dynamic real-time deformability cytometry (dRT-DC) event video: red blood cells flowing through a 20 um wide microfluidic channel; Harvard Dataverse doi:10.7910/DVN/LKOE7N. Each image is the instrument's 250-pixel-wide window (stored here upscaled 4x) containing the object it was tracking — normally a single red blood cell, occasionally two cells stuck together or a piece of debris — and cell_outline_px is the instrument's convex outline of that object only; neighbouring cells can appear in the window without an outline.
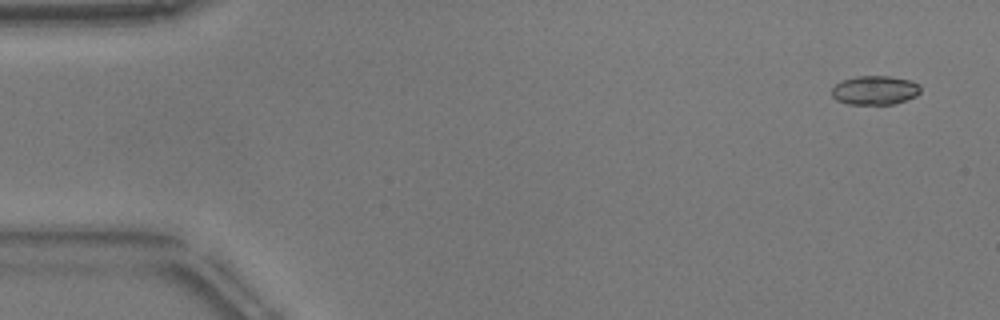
{"species": "common noctule bat (a hibernating species)", "species_latin": "Nyctalus noctula", "temperature_condition": "warm", "stored_images_in_passage": 53, "camera_frame_rate_fps": 3000, "um_per_image_px": 0.085, "animal": {"sex": "male", "body_mass_g": 17.9}, "frame": {"image": 1, "passage_image": 3, "time_ms": 0.667, "image_size_px": [1000, 320], "cell_outline_px": [[920, 92], [916, 96], [896, 104], [848, 104], [836, 100], [832, 96], [832, 88], [840, 80], [856, 76], [888, 76], [908, 80], [920, 84]], "centroid_in_image_um": [74.35, 7.67], "position_along_channel_um": 10.6, "area_um2": 15.09}}
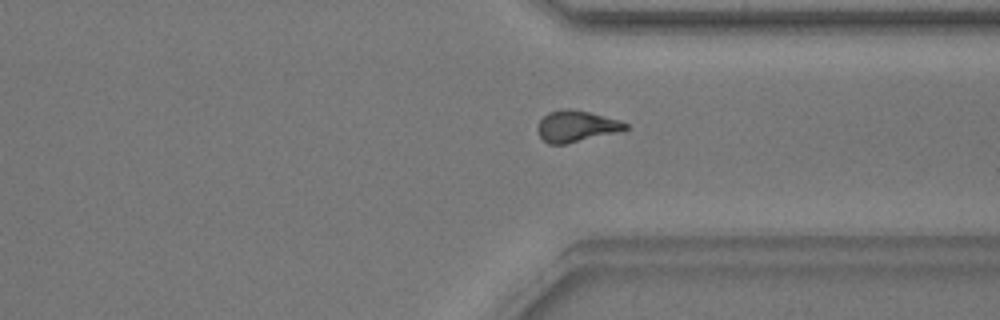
{"frame": {"image": 2, "passage_image": 40, "time_ms": 13.0, "image_size_px": [1000, 320], "cell_outline_px": [[628, 128], [624, 132], [564, 144], [548, 144], [540, 136], [536, 128], [540, 120], [548, 112], [564, 108], [568, 108], [588, 112], [620, 120], [628, 124]], "centroid_in_image_um": [49.02, 10.74], "position_along_channel_um": 362.4, "area_um2": 16.24}}
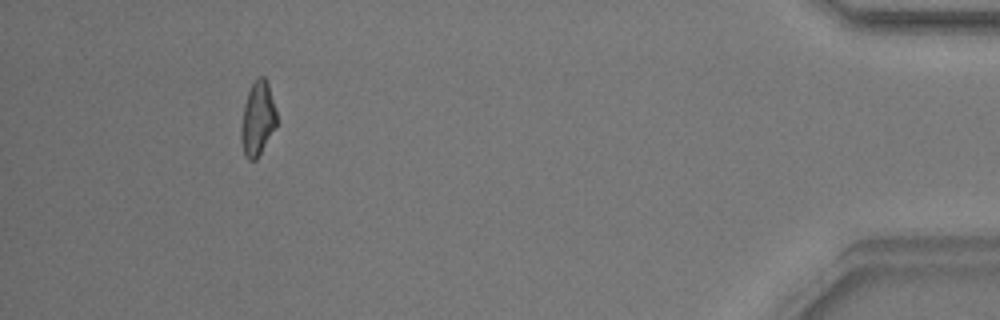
{"frame": {"image": 3, "passage_image": 49, "time_ms": 16.0, "image_size_px": [1000, 320], "cell_outline_px": [[276, 128], [256, 160], [248, 160], [244, 156], [240, 140], [240, 132], [244, 104], [248, 92], [256, 76], [264, 76], [268, 84], [276, 112]], "centroid_in_image_um": [21.88, 10.12], "position_along_channel_um": 413.3, "area_um2": 15.43}, "authors_computed_cell_mechanics": {"area_um2": 15.7794, "velocity_mm_per_s": 3.8413, "shape_relaxation_time_tau1_ms": 4.0782, "shape_relaxation_time_tau2_ms": 3.1075, "deformation_change_tau1": 0.1483, "deformation_change_tau2": 0.118}}